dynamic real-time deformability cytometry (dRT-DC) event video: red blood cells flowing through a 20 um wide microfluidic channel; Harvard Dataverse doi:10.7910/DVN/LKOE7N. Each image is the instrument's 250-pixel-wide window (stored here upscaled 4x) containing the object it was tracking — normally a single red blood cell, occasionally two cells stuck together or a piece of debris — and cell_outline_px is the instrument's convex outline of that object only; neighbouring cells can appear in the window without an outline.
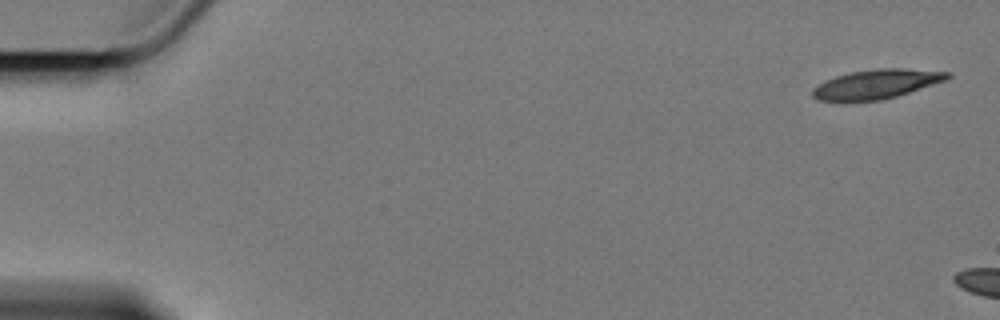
{"species": "Egyptian fruit bat (a non-hibernating species)", "species_latin": "Rousettus aegyptiacus", "temperature_condition": "cold", "stored_images_in_passage": 5, "camera_frame_rate_fps": 3000, "um_per_image_px": 0.085, "animal": {"sex": "female"}, "frame": {"image": 1, "passage_image": 1, "time_ms": 0.0, "image_size_px": [1000, 320], "cell_outline_px": [[952, 76], [948, 80], [896, 96], [880, 100], [816, 100], [812, 96], [812, 88], [824, 80], [836, 76], [852, 72], [876, 68], [900, 68], [952, 72]], "centroid_in_image_um": [74.53, 7.13], "position_along_channel_um": 10.5, "area_um2": 22.89}}